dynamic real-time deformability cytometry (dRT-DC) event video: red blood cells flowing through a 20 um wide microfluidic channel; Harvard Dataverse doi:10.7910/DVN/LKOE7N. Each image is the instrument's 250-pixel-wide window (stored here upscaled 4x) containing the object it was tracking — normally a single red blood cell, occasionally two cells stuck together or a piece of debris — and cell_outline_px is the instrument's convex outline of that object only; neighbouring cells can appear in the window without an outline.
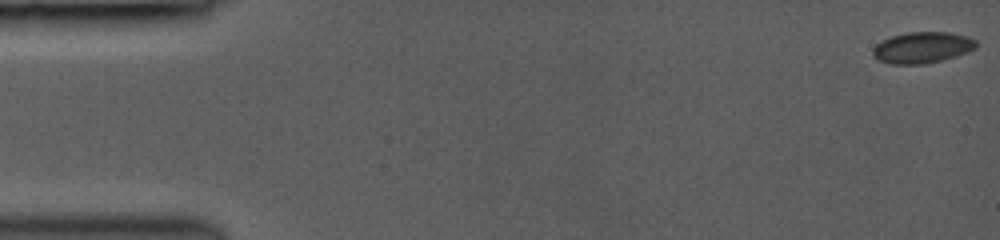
{"species": "common noctule bat (a hibernating species)", "species_latin": "Nyctalus noctula", "temperature_condition": "room temperature", "stored_images_in_passage": 12, "camera_frame_rate_fps": 3000, "um_per_image_px": 0.085, "animal": {"sex": "female", "body_mass_g": 19.0, "forearm_length_mm": 53.3}, "frame": {"image": 1, "passage_image": 1, "time_ms": 0.0, "image_size_px": [1000, 240], "cell_outline_px": [[976, 48], [968, 52], [956, 56], [924, 64], [892, 64], [880, 60], [872, 56], [872, 48], [880, 40], [892, 36], [908, 32], [948, 32], [968, 36], [976, 40]], "centroid_in_image_um": [78.38, 4.03], "position_along_channel_um": 6.6, "area_um2": 18.84}}
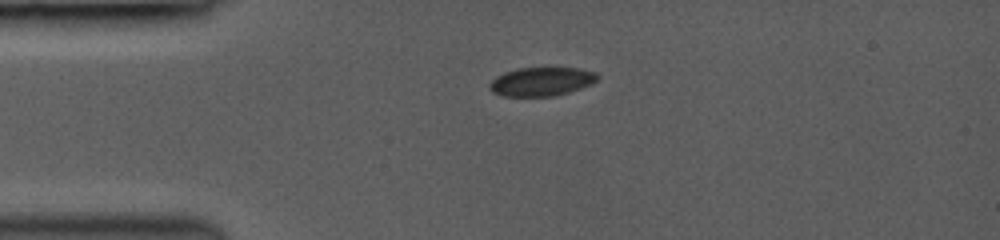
{"frame": {"image": 2, "passage_image": 9, "time_ms": 3.667, "image_size_px": [1000, 240], "cell_outline_px": [[600, 76], [592, 84], [568, 92], [552, 96], [500, 96], [492, 92], [488, 88], [488, 84], [496, 76], [504, 72], [516, 68], [580, 68], [596, 72]], "centroid_in_image_um": [45.99, 6.93], "position_along_channel_um": 39.0, "area_um2": 18.21}}
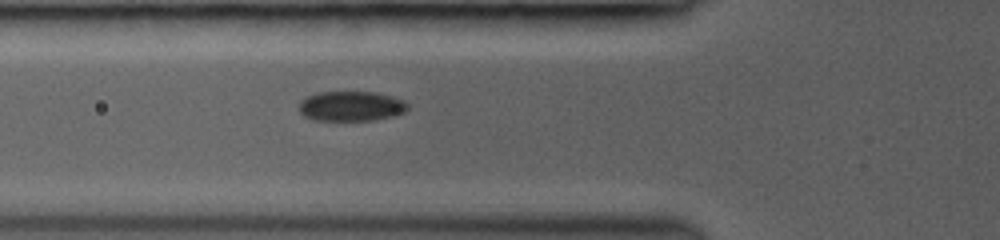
{"frame": {"image": 3, "passage_image": 12, "time_ms": 5.667, "image_size_px": [1000, 240], "cell_outline_px": [[408, 108], [404, 112], [392, 116], [372, 120], [312, 120], [304, 116], [300, 112], [300, 100], [308, 96], [320, 92], [376, 92], [392, 96], [404, 100], [408, 104]], "centroid_in_image_um": [29.85, 9.02], "position_along_channel_um": 96.0, "area_um2": 18.9}}